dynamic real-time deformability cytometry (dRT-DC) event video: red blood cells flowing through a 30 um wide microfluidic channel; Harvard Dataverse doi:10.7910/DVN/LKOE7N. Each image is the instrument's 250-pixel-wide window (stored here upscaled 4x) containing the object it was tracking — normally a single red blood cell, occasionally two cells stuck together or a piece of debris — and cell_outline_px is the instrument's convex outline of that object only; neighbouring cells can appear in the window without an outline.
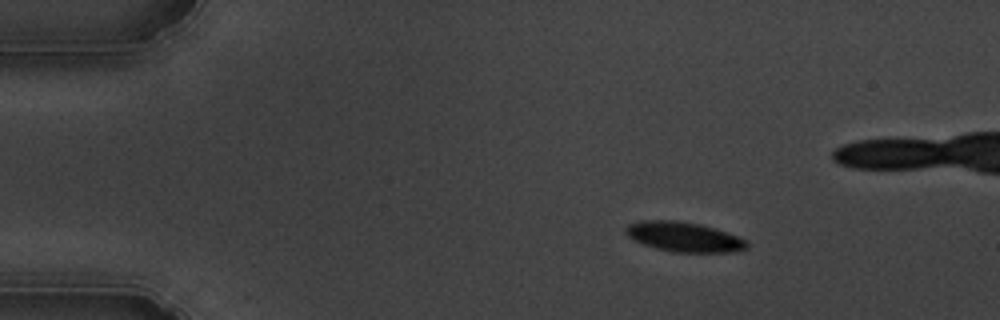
{"species": "common noctule bat (a hibernating species)", "species_latin": "Nyctalus noctula", "temperature_condition": "cold", "stored_images_in_passage": 49, "camera_frame_rate_fps": 3000, "um_per_image_px": 0.085, "animal": {"sex": "male", "body_mass_g": 19.5, "forearm_length_mm": 54.6}, "frame": {"image": 1, "passage_image": 1, "time_ms": 0.0, "image_size_px": [1000, 320], "cell_outline_px": [[748, 248], [736, 252], [676, 252], [656, 248], [632, 240], [624, 232], [624, 228], [628, 224], [640, 220], [676, 220], [700, 224], [748, 240]], "centroid_in_image_um": [58.1, 20.13], "position_along_channel_um": 26.9, "area_um2": 21.04}}
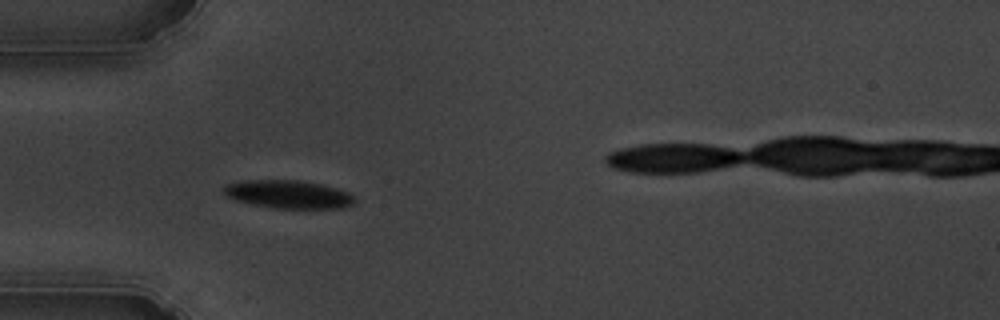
{"frame": {"image": 2, "passage_image": 9, "time_ms": 2.667, "image_size_px": [1000, 320], "cell_outline_px": [[356, 200], [352, 204], [344, 208], [272, 208], [252, 204], [236, 200], [228, 196], [224, 192], [224, 184], [244, 180], [300, 180], [320, 184], [336, 188], [348, 192]], "centroid_in_image_um": [24.51, 16.51], "position_along_channel_um": 60.5, "area_um2": 21.39}}
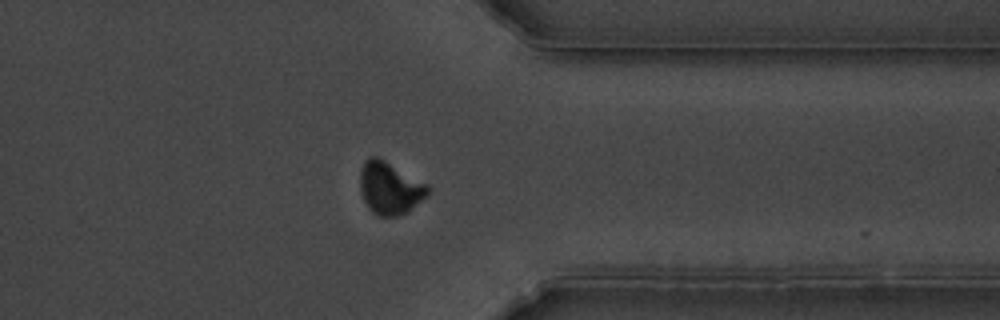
{"frame": {"image": 3, "passage_image": 36, "time_ms": 11.667, "image_size_px": [1000, 320], "cell_outline_px": [[428, 196], [408, 212], [396, 216], [376, 216], [368, 208], [360, 192], [360, 168], [364, 160], [368, 156], [376, 156], [384, 160], [424, 184], [428, 188]], "centroid_in_image_um": [33.08, 16.01], "position_along_channel_um": 378.3, "area_um2": 20.52}, "authors_computed_cell_mechanics": {"area_um2": 21.386, "velocity_mm_per_s": 3.6271, "shape_relaxation_time_tau1_ms": 2.7453, "shape_relaxation_time_tau2_ms": null, "deformation_change_tau1": 0.1379, "deformation_change_tau2": null}}